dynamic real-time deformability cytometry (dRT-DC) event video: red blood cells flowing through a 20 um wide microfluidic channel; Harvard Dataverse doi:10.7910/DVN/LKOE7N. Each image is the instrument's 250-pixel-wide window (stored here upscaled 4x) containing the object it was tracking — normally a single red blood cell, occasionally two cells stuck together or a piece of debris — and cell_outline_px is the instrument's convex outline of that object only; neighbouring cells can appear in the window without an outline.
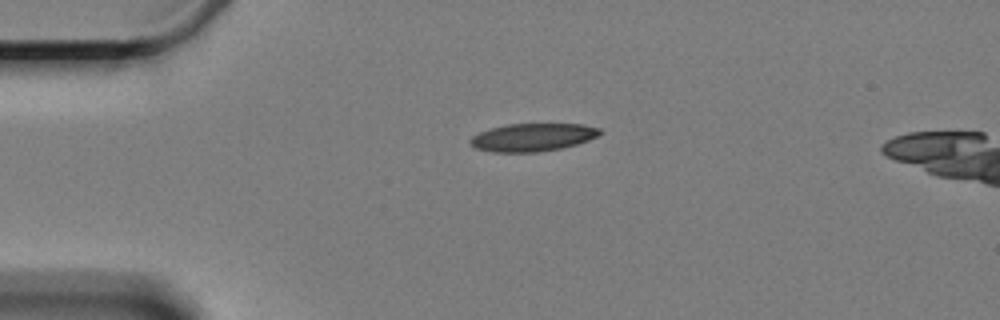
{"species": "Egyptian fruit bat (a non-hibernating species)", "species_latin": "Rousettus aegyptiacus", "temperature_condition": "cold", "stored_images_in_passage": 3, "camera_frame_rate_fps": 3000, "um_per_image_px": 0.085, "animal": {"sex": "female"}, "frame": {"image": 1, "passage_image": 1, "time_ms": 0.0, "image_size_px": [1000, 320], "cell_outline_px": [[604, 132], [588, 140], [576, 144], [560, 148], [536, 152], [492, 152], [476, 148], [468, 144], [468, 140], [472, 136], [480, 132], [492, 128], [508, 124], [580, 124], [600, 128]], "centroid_in_image_um": [45.25, 11.67], "position_along_channel_um": 39.8, "area_um2": 20.98}}